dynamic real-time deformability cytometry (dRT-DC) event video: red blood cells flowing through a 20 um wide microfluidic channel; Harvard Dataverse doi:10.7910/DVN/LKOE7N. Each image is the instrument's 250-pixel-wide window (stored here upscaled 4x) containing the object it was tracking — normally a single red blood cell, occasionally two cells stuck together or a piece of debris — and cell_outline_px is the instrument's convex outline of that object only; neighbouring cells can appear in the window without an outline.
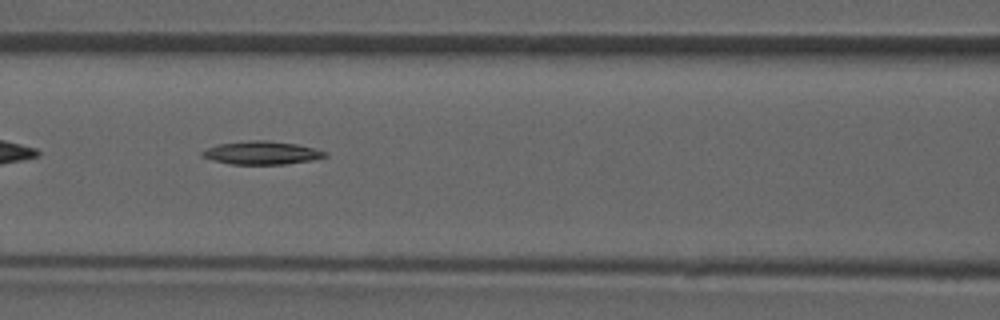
{"species": "common noctule bat (a hibernating species)", "species_latin": "Nyctalus noctula", "temperature_condition": "room temperature", "stored_images_in_passage": 6, "camera_frame_rate_fps": 3000, "um_per_image_px": 0.085, "animal": {"sex": "male", "forearm_length_mm": 52.5}, "frame": {"image": 1, "passage_image": 4, "time_ms": 3.667, "image_size_px": [1000, 320], "cell_outline_px": [[328, 156], [312, 160], [284, 164], [232, 164], [200, 156], [200, 152], [216, 144], [252, 140], [268, 140], [296, 144], [328, 152]], "centroid_in_image_um": [22.25, 12.98], "position_along_channel_um": 144.4, "area_um2": 16.47}}